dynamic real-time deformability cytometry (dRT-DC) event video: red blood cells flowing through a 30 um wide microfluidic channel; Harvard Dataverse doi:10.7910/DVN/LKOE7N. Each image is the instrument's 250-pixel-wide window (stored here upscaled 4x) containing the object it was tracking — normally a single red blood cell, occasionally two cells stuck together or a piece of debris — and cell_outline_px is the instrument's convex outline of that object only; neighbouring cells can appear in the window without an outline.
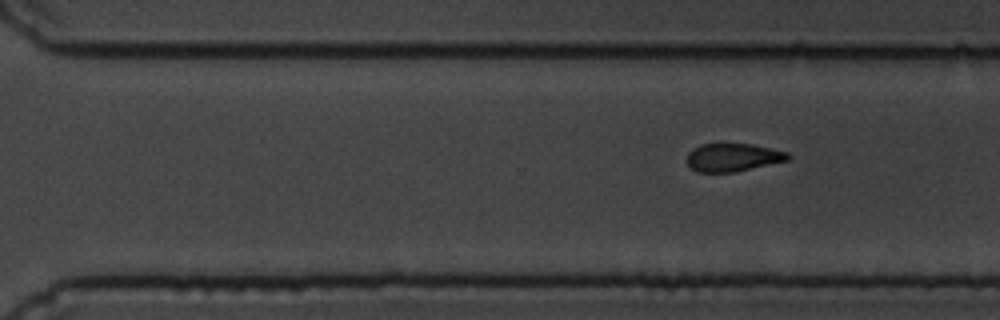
{"species": "common noctule bat (a hibernating species)", "species_latin": "Nyctalus noctula", "temperature_condition": "cold", "stored_images_in_passage": 12, "segment_of_instrument_passage": [2, 2], "camera_frame_rate_fps": 3000, "um_per_image_px": 0.085, "animal": {"sex": "male", "body_mass_g": 19.5, "forearm_length_mm": 54.6}, "frame": {"image": 1, "passage_image": 12, "time_ms": 14.333, "image_size_px": [1000, 320], "cell_outline_px": [[792, 156], [788, 160], [736, 172], [696, 172], [684, 160], [688, 152], [692, 148], [700, 144], [752, 144], [788, 152]], "centroid_in_image_um": [62.26, 13.38], "position_along_channel_um": 308.3, "area_um2": 16.7}}